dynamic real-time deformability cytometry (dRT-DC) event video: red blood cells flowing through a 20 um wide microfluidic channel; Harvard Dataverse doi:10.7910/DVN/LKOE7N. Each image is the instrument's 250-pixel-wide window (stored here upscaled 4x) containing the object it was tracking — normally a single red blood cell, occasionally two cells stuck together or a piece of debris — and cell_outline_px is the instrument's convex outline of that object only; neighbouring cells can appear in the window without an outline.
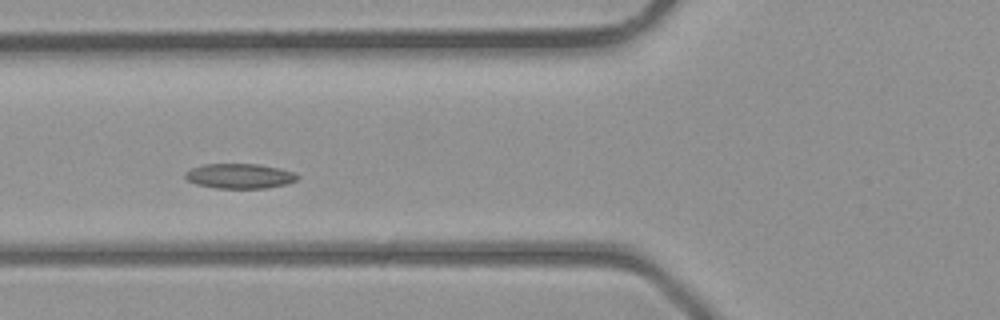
{"species": "common noctule bat (a hibernating species)", "species_latin": "Nyctalus noctula", "temperature_condition": "room temperature", "stored_images_in_passage": 30, "camera_frame_rate_fps": 3000, "um_per_image_px": 0.085, "animal": {"sex": "male", "body_mass_g": 23.1, "forearm_length_mm": 52.7}, "frame": {"image": 1, "passage_image": 5, "time_ms": 1.333, "image_size_px": [1000, 320], "cell_outline_px": [[300, 176], [296, 180], [288, 184], [268, 188], [216, 188], [196, 184], [188, 180], [184, 176], [184, 172], [192, 168], [204, 164], [260, 164], [280, 168], [292, 172]], "centroid_in_image_um": [20.38, 14.96], "position_along_channel_um": 105.4, "area_um2": 16.36}}
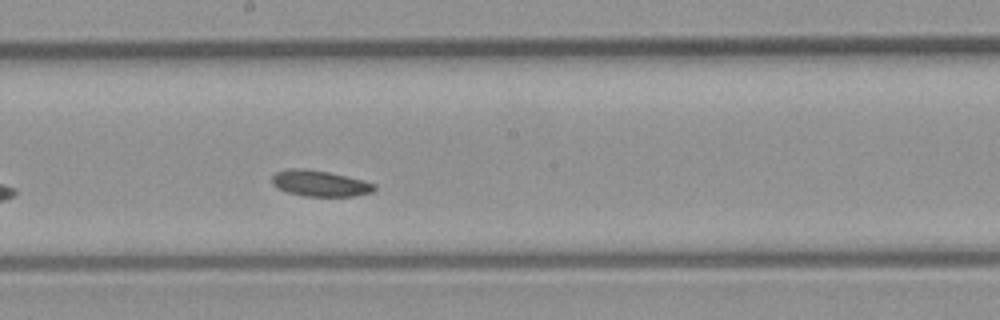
{"frame": {"image": 2, "passage_image": 12, "time_ms": 3.667, "image_size_px": [1000, 320], "cell_outline_px": [[376, 188], [372, 192], [352, 196], [304, 196], [288, 192], [276, 188], [272, 184], [272, 176], [276, 172], [288, 168], [308, 168], [328, 172], [364, 180], [376, 184]], "centroid_in_image_um": [27.17, 15.58], "position_along_channel_um": 221.0, "area_um2": 15.61}}
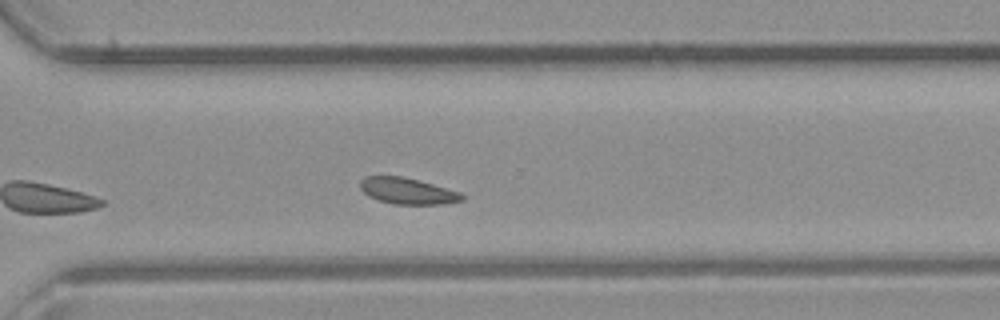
{"frame": {"image": 3, "passage_image": 19, "time_ms": 6.0, "image_size_px": [1000, 320], "cell_outline_px": [[464, 200], [444, 204], [392, 204], [368, 196], [360, 188], [360, 180], [364, 176], [404, 176], [460, 192], [464, 196]], "centroid_in_image_um": [34.62, 16.23], "position_along_channel_um": 336.0, "area_um2": 15.55}}